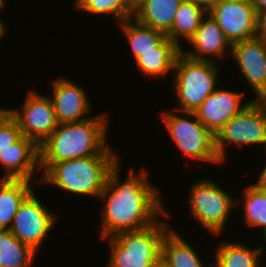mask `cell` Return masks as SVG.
<instances>
[{
    "instance_id": "obj_1",
    "label": "cell",
    "mask_w": 266,
    "mask_h": 267,
    "mask_svg": "<svg viewBox=\"0 0 266 267\" xmlns=\"http://www.w3.org/2000/svg\"><path fill=\"white\" fill-rule=\"evenodd\" d=\"M121 160L109 171L98 200L100 208L99 239L113 236L123 231H137L166 218V206L161 199V191L151 182L145 167L139 171L132 167L121 179ZM136 171V172H135ZM121 173V174H120Z\"/></svg>"
},
{
    "instance_id": "obj_2",
    "label": "cell",
    "mask_w": 266,
    "mask_h": 267,
    "mask_svg": "<svg viewBox=\"0 0 266 267\" xmlns=\"http://www.w3.org/2000/svg\"><path fill=\"white\" fill-rule=\"evenodd\" d=\"M108 116L104 112L80 122L58 124L39 146L40 163H56L95 155H120L107 138L110 126Z\"/></svg>"
},
{
    "instance_id": "obj_3",
    "label": "cell",
    "mask_w": 266,
    "mask_h": 267,
    "mask_svg": "<svg viewBox=\"0 0 266 267\" xmlns=\"http://www.w3.org/2000/svg\"><path fill=\"white\" fill-rule=\"evenodd\" d=\"M121 160L119 155H95L56 163H40L39 184L57 187L70 195L95 197L104 189L109 171Z\"/></svg>"
},
{
    "instance_id": "obj_4",
    "label": "cell",
    "mask_w": 266,
    "mask_h": 267,
    "mask_svg": "<svg viewBox=\"0 0 266 267\" xmlns=\"http://www.w3.org/2000/svg\"><path fill=\"white\" fill-rule=\"evenodd\" d=\"M170 215L168 210L166 220L160 218L147 228L123 231L103 238L110 251L106 267H152L161 257L163 238L173 227L167 221Z\"/></svg>"
},
{
    "instance_id": "obj_5",
    "label": "cell",
    "mask_w": 266,
    "mask_h": 267,
    "mask_svg": "<svg viewBox=\"0 0 266 267\" xmlns=\"http://www.w3.org/2000/svg\"><path fill=\"white\" fill-rule=\"evenodd\" d=\"M219 62L194 60L183 53L176 59L172 82L177 111L195 112L219 85ZM220 69H219V68Z\"/></svg>"
},
{
    "instance_id": "obj_6",
    "label": "cell",
    "mask_w": 266,
    "mask_h": 267,
    "mask_svg": "<svg viewBox=\"0 0 266 267\" xmlns=\"http://www.w3.org/2000/svg\"><path fill=\"white\" fill-rule=\"evenodd\" d=\"M159 109V119H162L161 122L179 153L190 161L194 160V163L223 164L216 152L215 135L198 120L194 112Z\"/></svg>"
},
{
    "instance_id": "obj_7",
    "label": "cell",
    "mask_w": 266,
    "mask_h": 267,
    "mask_svg": "<svg viewBox=\"0 0 266 267\" xmlns=\"http://www.w3.org/2000/svg\"><path fill=\"white\" fill-rule=\"evenodd\" d=\"M210 178H201L190 185L187 203L189 215L210 235L221 237L227 228V222L236 210V195L229 194ZM231 216V217H230Z\"/></svg>"
},
{
    "instance_id": "obj_8",
    "label": "cell",
    "mask_w": 266,
    "mask_h": 267,
    "mask_svg": "<svg viewBox=\"0 0 266 267\" xmlns=\"http://www.w3.org/2000/svg\"><path fill=\"white\" fill-rule=\"evenodd\" d=\"M262 146L266 152V116L251 101L241 112L230 118L215 135L216 152L224 164L227 148ZM229 146V147H228Z\"/></svg>"
},
{
    "instance_id": "obj_9",
    "label": "cell",
    "mask_w": 266,
    "mask_h": 267,
    "mask_svg": "<svg viewBox=\"0 0 266 267\" xmlns=\"http://www.w3.org/2000/svg\"><path fill=\"white\" fill-rule=\"evenodd\" d=\"M35 192L34 188L20 204L9 231L20 242L39 254L44 241L50 238L49 234L55 229L59 217L39 200L38 193Z\"/></svg>"
},
{
    "instance_id": "obj_10",
    "label": "cell",
    "mask_w": 266,
    "mask_h": 267,
    "mask_svg": "<svg viewBox=\"0 0 266 267\" xmlns=\"http://www.w3.org/2000/svg\"><path fill=\"white\" fill-rule=\"evenodd\" d=\"M17 121L22 136L40 146L57 128L53 103L47 94L28 90L20 109L5 108Z\"/></svg>"
},
{
    "instance_id": "obj_11",
    "label": "cell",
    "mask_w": 266,
    "mask_h": 267,
    "mask_svg": "<svg viewBox=\"0 0 266 267\" xmlns=\"http://www.w3.org/2000/svg\"><path fill=\"white\" fill-rule=\"evenodd\" d=\"M208 13L216 20L231 45L257 37V12L253 4L218 0Z\"/></svg>"
},
{
    "instance_id": "obj_12",
    "label": "cell",
    "mask_w": 266,
    "mask_h": 267,
    "mask_svg": "<svg viewBox=\"0 0 266 267\" xmlns=\"http://www.w3.org/2000/svg\"><path fill=\"white\" fill-rule=\"evenodd\" d=\"M51 83L52 92L48 96L53 103L59 124L80 122L92 117L91 100L84 86L61 76ZM89 112L91 113L88 114Z\"/></svg>"
},
{
    "instance_id": "obj_13",
    "label": "cell",
    "mask_w": 266,
    "mask_h": 267,
    "mask_svg": "<svg viewBox=\"0 0 266 267\" xmlns=\"http://www.w3.org/2000/svg\"><path fill=\"white\" fill-rule=\"evenodd\" d=\"M0 167L5 171L0 179H24L34 181L40 186L41 177L35 178L41 174L39 146L22 136L8 148L0 150Z\"/></svg>"
},
{
    "instance_id": "obj_14",
    "label": "cell",
    "mask_w": 266,
    "mask_h": 267,
    "mask_svg": "<svg viewBox=\"0 0 266 267\" xmlns=\"http://www.w3.org/2000/svg\"><path fill=\"white\" fill-rule=\"evenodd\" d=\"M229 58L238 65L252 94L266 86V39L257 36L232 44Z\"/></svg>"
},
{
    "instance_id": "obj_15",
    "label": "cell",
    "mask_w": 266,
    "mask_h": 267,
    "mask_svg": "<svg viewBox=\"0 0 266 267\" xmlns=\"http://www.w3.org/2000/svg\"><path fill=\"white\" fill-rule=\"evenodd\" d=\"M186 44L191 46L190 49L182 47L181 53L194 60L216 62L218 58L231 56L232 45L209 13L203 17L199 28Z\"/></svg>"
},
{
    "instance_id": "obj_16",
    "label": "cell",
    "mask_w": 266,
    "mask_h": 267,
    "mask_svg": "<svg viewBox=\"0 0 266 267\" xmlns=\"http://www.w3.org/2000/svg\"><path fill=\"white\" fill-rule=\"evenodd\" d=\"M221 88L218 86V89L216 88L194 112L198 120L214 135L230 118L241 112L252 101L250 99L245 103L242 102L245 92Z\"/></svg>"
},
{
    "instance_id": "obj_17",
    "label": "cell",
    "mask_w": 266,
    "mask_h": 267,
    "mask_svg": "<svg viewBox=\"0 0 266 267\" xmlns=\"http://www.w3.org/2000/svg\"><path fill=\"white\" fill-rule=\"evenodd\" d=\"M181 48L166 37L157 47L156 51L142 53L134 63L135 68L142 73V76L158 79L173 74L177 57Z\"/></svg>"
},
{
    "instance_id": "obj_18",
    "label": "cell",
    "mask_w": 266,
    "mask_h": 267,
    "mask_svg": "<svg viewBox=\"0 0 266 267\" xmlns=\"http://www.w3.org/2000/svg\"><path fill=\"white\" fill-rule=\"evenodd\" d=\"M248 242L218 241L213 253L212 267H262L263 256L259 247L247 246Z\"/></svg>"
},
{
    "instance_id": "obj_19",
    "label": "cell",
    "mask_w": 266,
    "mask_h": 267,
    "mask_svg": "<svg viewBox=\"0 0 266 267\" xmlns=\"http://www.w3.org/2000/svg\"><path fill=\"white\" fill-rule=\"evenodd\" d=\"M184 0H136L134 18L142 25L167 34Z\"/></svg>"
},
{
    "instance_id": "obj_20",
    "label": "cell",
    "mask_w": 266,
    "mask_h": 267,
    "mask_svg": "<svg viewBox=\"0 0 266 267\" xmlns=\"http://www.w3.org/2000/svg\"><path fill=\"white\" fill-rule=\"evenodd\" d=\"M179 233L172 227L162 241L161 257L169 267H212V262L207 265L202 262L197 248Z\"/></svg>"
},
{
    "instance_id": "obj_21",
    "label": "cell",
    "mask_w": 266,
    "mask_h": 267,
    "mask_svg": "<svg viewBox=\"0 0 266 267\" xmlns=\"http://www.w3.org/2000/svg\"><path fill=\"white\" fill-rule=\"evenodd\" d=\"M34 181L0 179V230H9L20 204L34 190Z\"/></svg>"
},
{
    "instance_id": "obj_22",
    "label": "cell",
    "mask_w": 266,
    "mask_h": 267,
    "mask_svg": "<svg viewBox=\"0 0 266 267\" xmlns=\"http://www.w3.org/2000/svg\"><path fill=\"white\" fill-rule=\"evenodd\" d=\"M118 25L130 46L134 61L144 52L156 51V47L167 37L164 32L142 25L135 18Z\"/></svg>"
},
{
    "instance_id": "obj_23",
    "label": "cell",
    "mask_w": 266,
    "mask_h": 267,
    "mask_svg": "<svg viewBox=\"0 0 266 267\" xmlns=\"http://www.w3.org/2000/svg\"><path fill=\"white\" fill-rule=\"evenodd\" d=\"M207 13L203 7L184 0L178 7L171 30L166 36L182 48V42L189 41Z\"/></svg>"
},
{
    "instance_id": "obj_24",
    "label": "cell",
    "mask_w": 266,
    "mask_h": 267,
    "mask_svg": "<svg viewBox=\"0 0 266 267\" xmlns=\"http://www.w3.org/2000/svg\"><path fill=\"white\" fill-rule=\"evenodd\" d=\"M75 11L91 15H110L117 24L134 18L135 0H75Z\"/></svg>"
},
{
    "instance_id": "obj_25",
    "label": "cell",
    "mask_w": 266,
    "mask_h": 267,
    "mask_svg": "<svg viewBox=\"0 0 266 267\" xmlns=\"http://www.w3.org/2000/svg\"><path fill=\"white\" fill-rule=\"evenodd\" d=\"M242 194L236 200V206L243 208L244 223L248 228H260L261 233L266 231V191H262L254 187L252 184L241 191ZM242 203H240L241 201ZM239 203V204H238Z\"/></svg>"
},
{
    "instance_id": "obj_26",
    "label": "cell",
    "mask_w": 266,
    "mask_h": 267,
    "mask_svg": "<svg viewBox=\"0 0 266 267\" xmlns=\"http://www.w3.org/2000/svg\"><path fill=\"white\" fill-rule=\"evenodd\" d=\"M36 256L35 251L9 230H0V267H33Z\"/></svg>"
},
{
    "instance_id": "obj_27",
    "label": "cell",
    "mask_w": 266,
    "mask_h": 267,
    "mask_svg": "<svg viewBox=\"0 0 266 267\" xmlns=\"http://www.w3.org/2000/svg\"><path fill=\"white\" fill-rule=\"evenodd\" d=\"M22 137L17 121L0 107V150L8 148Z\"/></svg>"
},
{
    "instance_id": "obj_28",
    "label": "cell",
    "mask_w": 266,
    "mask_h": 267,
    "mask_svg": "<svg viewBox=\"0 0 266 267\" xmlns=\"http://www.w3.org/2000/svg\"><path fill=\"white\" fill-rule=\"evenodd\" d=\"M257 36L266 39V9L257 12Z\"/></svg>"
},
{
    "instance_id": "obj_29",
    "label": "cell",
    "mask_w": 266,
    "mask_h": 267,
    "mask_svg": "<svg viewBox=\"0 0 266 267\" xmlns=\"http://www.w3.org/2000/svg\"><path fill=\"white\" fill-rule=\"evenodd\" d=\"M256 97L252 98V101L261 109L266 116V86L263 87L257 94Z\"/></svg>"
},
{
    "instance_id": "obj_30",
    "label": "cell",
    "mask_w": 266,
    "mask_h": 267,
    "mask_svg": "<svg viewBox=\"0 0 266 267\" xmlns=\"http://www.w3.org/2000/svg\"><path fill=\"white\" fill-rule=\"evenodd\" d=\"M263 163H265L263 164V168H262L263 170L262 169L260 170L259 175H257L258 177L257 180L250 184H252L254 187H256L259 190L266 191V159H265V162Z\"/></svg>"
},
{
    "instance_id": "obj_31",
    "label": "cell",
    "mask_w": 266,
    "mask_h": 267,
    "mask_svg": "<svg viewBox=\"0 0 266 267\" xmlns=\"http://www.w3.org/2000/svg\"><path fill=\"white\" fill-rule=\"evenodd\" d=\"M186 1L192 2L200 7H203L208 12L218 0H186Z\"/></svg>"
},
{
    "instance_id": "obj_32",
    "label": "cell",
    "mask_w": 266,
    "mask_h": 267,
    "mask_svg": "<svg viewBox=\"0 0 266 267\" xmlns=\"http://www.w3.org/2000/svg\"><path fill=\"white\" fill-rule=\"evenodd\" d=\"M253 6L256 12L266 9V0H254Z\"/></svg>"
},
{
    "instance_id": "obj_33",
    "label": "cell",
    "mask_w": 266,
    "mask_h": 267,
    "mask_svg": "<svg viewBox=\"0 0 266 267\" xmlns=\"http://www.w3.org/2000/svg\"><path fill=\"white\" fill-rule=\"evenodd\" d=\"M152 267H169V265L160 257L153 265Z\"/></svg>"
},
{
    "instance_id": "obj_34",
    "label": "cell",
    "mask_w": 266,
    "mask_h": 267,
    "mask_svg": "<svg viewBox=\"0 0 266 267\" xmlns=\"http://www.w3.org/2000/svg\"><path fill=\"white\" fill-rule=\"evenodd\" d=\"M6 2L7 0H0V10L2 11L5 7H6ZM0 24L7 29L8 27L5 25L6 23L4 22V20L1 19L0 17Z\"/></svg>"
},
{
    "instance_id": "obj_35",
    "label": "cell",
    "mask_w": 266,
    "mask_h": 267,
    "mask_svg": "<svg viewBox=\"0 0 266 267\" xmlns=\"http://www.w3.org/2000/svg\"><path fill=\"white\" fill-rule=\"evenodd\" d=\"M262 236L259 237L261 239H263V243L266 245V231L264 233L261 234ZM262 243H260V249H261V253H262V256L264 257V252L266 253V248L261 246Z\"/></svg>"
},
{
    "instance_id": "obj_36",
    "label": "cell",
    "mask_w": 266,
    "mask_h": 267,
    "mask_svg": "<svg viewBox=\"0 0 266 267\" xmlns=\"http://www.w3.org/2000/svg\"><path fill=\"white\" fill-rule=\"evenodd\" d=\"M8 31V29L6 30L1 24H0V42L2 41L3 37H6L5 35L8 33L6 32Z\"/></svg>"
},
{
    "instance_id": "obj_37",
    "label": "cell",
    "mask_w": 266,
    "mask_h": 267,
    "mask_svg": "<svg viewBox=\"0 0 266 267\" xmlns=\"http://www.w3.org/2000/svg\"><path fill=\"white\" fill-rule=\"evenodd\" d=\"M234 1H239V2H243V3H250L253 4L254 0H234Z\"/></svg>"
}]
</instances>
